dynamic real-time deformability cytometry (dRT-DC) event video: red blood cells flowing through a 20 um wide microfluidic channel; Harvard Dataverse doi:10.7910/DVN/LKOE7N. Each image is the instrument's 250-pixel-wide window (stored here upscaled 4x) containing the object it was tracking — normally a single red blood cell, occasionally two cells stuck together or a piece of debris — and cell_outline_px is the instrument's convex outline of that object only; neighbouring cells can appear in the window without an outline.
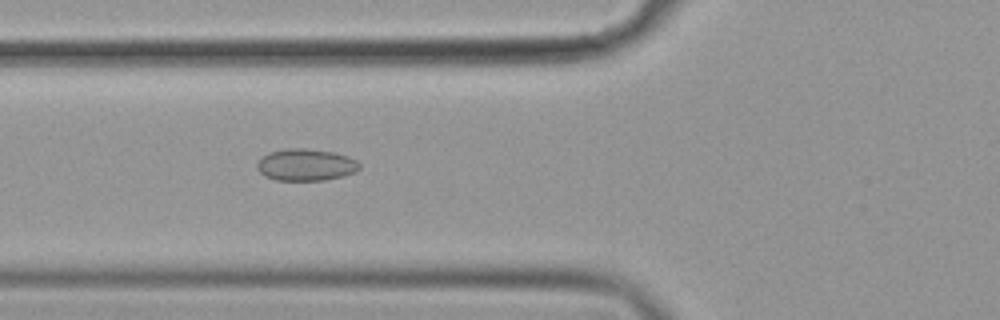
{"species": "common noctule bat (a hibernating species)", "species_latin": "Nyctalus noctula", "temperature_condition": "cold", "stored_images_in_passage": 56, "camera_frame_rate_fps": 3000, "um_per_image_px": 0.085, "animal": {"sex": "female", "body_mass_g": 19.9}, "frame": {"image": 1, "passage_image": 21, "time_ms": 6.667, "image_size_px": [1000, 320], "cell_outline_px": [[360, 168], [356, 172], [324, 180], [276, 180], [264, 176], [256, 168], [256, 164], [268, 152], [284, 148], [304, 148], [336, 152], [348, 156], [356, 160], [360, 164]], "centroid_in_image_um": [25.99, 14.0], "position_along_channel_um": 99.8, "area_um2": 19.13}}
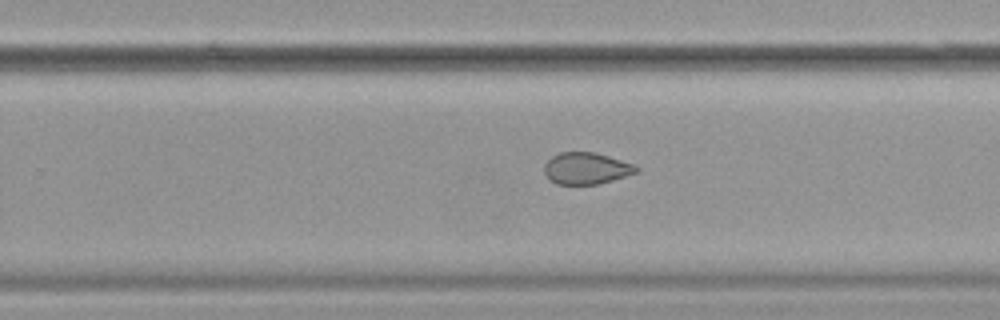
{"frame": {"image": 2, "passage_image": 36, "time_ms": 11.667, "image_size_px": [1000, 320], "cell_outline_px": [[640, 172], [612, 180], [596, 184], [556, 184], [544, 172], [544, 164], [552, 156], [560, 152], [596, 152], [636, 164], [640, 168]], "centroid_in_image_um": [49.89, 14.29], "position_along_channel_um": 279.9, "area_um2": 17.11}}
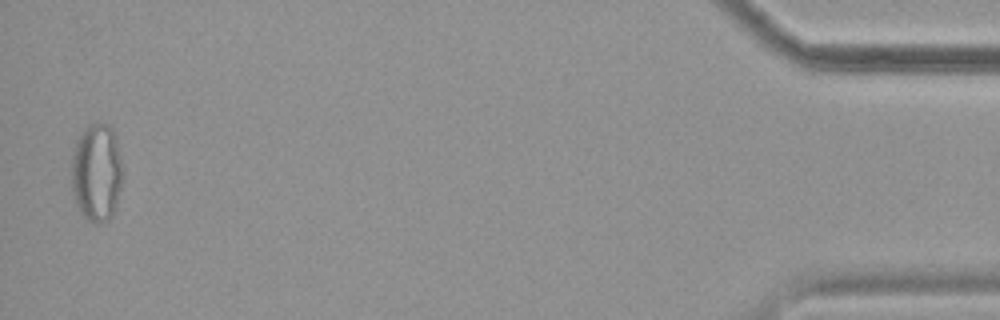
{"frame": {"image": 3, "passage_image": 55, "time_ms": 18.0, "image_size_px": [1000, 320], "cell_outline_px": [[120, 188], [116, 204], [112, 216], [108, 220], [92, 224], [80, 212], [76, 204], [72, 192], [72, 156], [76, 140], [84, 128], [88, 124], [108, 124], [112, 128], [116, 140], [120, 156]], "centroid_in_image_um": [8.18, 14.67], "position_along_channel_um": 427.0, "area_um2": 28.96}, "authors_computed_cell_mechanics": {"area_um2": 20.6635, "velocity_mm_per_s": 3.6147, "shape_relaxation_time_tau1_ms": null, "shape_relaxation_time_tau2_ms": 2.3582, "deformation_change_tau1": null, "deformation_change_tau2": 0.0685}}